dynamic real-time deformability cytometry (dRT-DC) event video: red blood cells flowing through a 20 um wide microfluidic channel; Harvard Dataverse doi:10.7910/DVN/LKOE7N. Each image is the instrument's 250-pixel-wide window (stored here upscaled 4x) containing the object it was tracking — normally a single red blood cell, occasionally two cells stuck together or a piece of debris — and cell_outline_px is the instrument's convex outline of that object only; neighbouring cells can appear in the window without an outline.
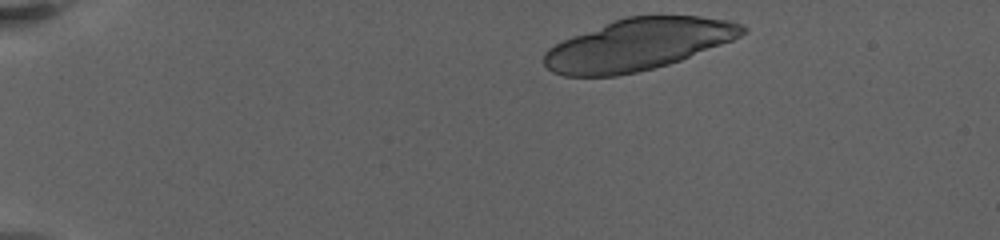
{"species": "human", "species_latin": "Homo sapiens", "temperature_condition": "warm", "stored_images_in_passage": 6, "camera_frame_rate_fps": 3000, "um_per_image_px": 0.085, "donor": {"sex": "female"}, "frame": {"image": 1, "passage_image": 1, "time_ms": 0.0, "image_size_px": [1000, 240], "cell_outline_px": [[748, 32], [732, 40], [680, 60], [668, 64], [636, 72], [616, 76], [564, 76], [552, 72], [544, 64], [544, 52], [548, 48], [572, 36], [612, 20], [628, 16], [700, 16], [728, 20], [740, 24], [748, 28]], "centroid_in_image_um": [54.23, 3.78], "position_along_channel_um": 30.8, "area_um2": 59.36}}